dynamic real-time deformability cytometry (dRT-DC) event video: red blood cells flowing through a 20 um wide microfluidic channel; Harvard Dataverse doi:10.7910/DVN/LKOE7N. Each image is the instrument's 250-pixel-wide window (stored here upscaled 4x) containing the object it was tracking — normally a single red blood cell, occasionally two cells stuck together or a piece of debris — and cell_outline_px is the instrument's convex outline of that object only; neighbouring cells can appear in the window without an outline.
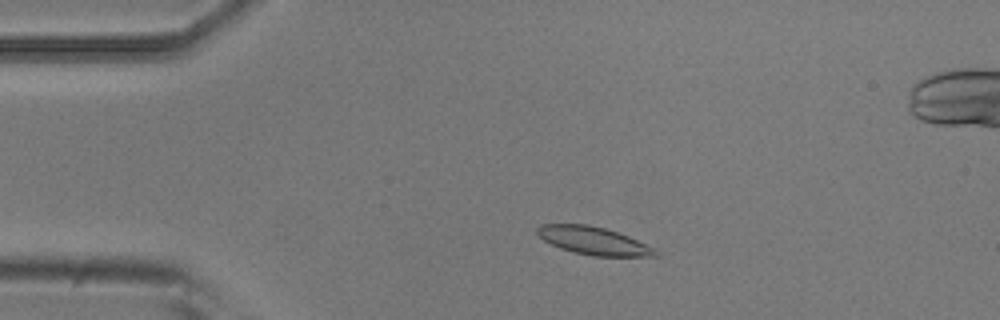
{"species": "common noctule bat (a hibernating species)", "species_latin": "Nyctalus noctula", "temperature_condition": "room temperature", "stored_images_in_passage": 6, "camera_frame_rate_fps": 3000, "um_per_image_px": 0.085, "animal": {"sex": "male", "body_mass_g": 20.5, "forearm_length_mm": 52.5}, "frame": {"image": 1, "passage_image": 3, "time_ms": 2.333, "image_size_px": [1000, 320], "cell_outline_px": [[660, 256], [592, 256], [572, 252], [560, 248], [544, 240], [536, 232], [536, 228], [540, 224], [588, 224], [604, 228], [628, 236], [656, 248], [660, 252]], "centroid_in_image_um": [50.47, 20.47], "position_along_channel_um": 34.5, "area_um2": 19.25}}
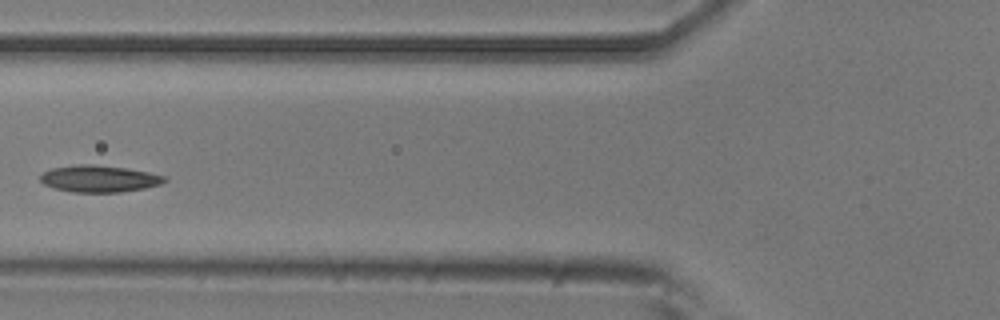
{"frame": {"image": 2, "passage_image": 5, "time_ms": 5.667, "image_size_px": [1000, 320], "cell_outline_px": [[168, 180], [160, 184], [144, 188], [120, 192], [72, 192], [52, 188], [44, 184], [40, 180], [40, 176], [44, 172], [52, 168], [76, 164], [92, 164], [128, 168], [168, 176]], "centroid_in_image_um": [8.44, 15.18], "position_along_channel_um": 117.4, "area_um2": 19.54}}
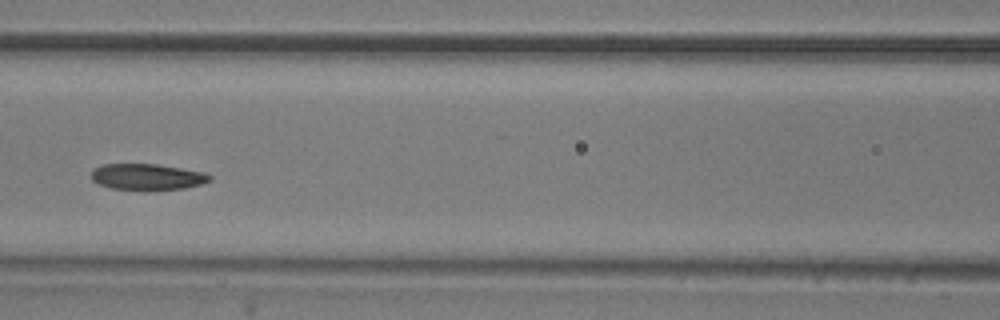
{"frame": {"image": 3, "passage_image": 6, "time_ms": 6.667, "image_size_px": [1000, 320], "cell_outline_px": [[212, 180], [200, 184], [184, 188], [144, 192], [112, 188], [100, 184], [92, 180], [92, 172], [96, 168], [104, 164], [156, 164], [204, 172], [212, 176]], "centroid_in_image_um": [12.54, 15.06], "position_along_channel_um": 154.1, "area_um2": 18.32}}